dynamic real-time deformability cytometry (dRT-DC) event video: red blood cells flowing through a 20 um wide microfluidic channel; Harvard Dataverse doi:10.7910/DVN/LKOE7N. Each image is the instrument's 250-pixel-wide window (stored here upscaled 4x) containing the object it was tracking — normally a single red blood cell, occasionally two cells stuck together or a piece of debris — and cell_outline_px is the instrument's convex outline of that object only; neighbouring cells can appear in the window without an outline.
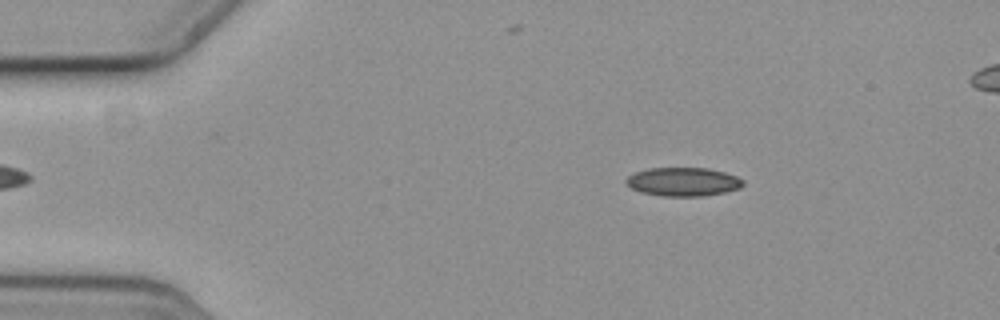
{"species": "common noctule bat (a hibernating species)", "species_latin": "Nyctalus noctula", "temperature_condition": "cold", "stored_images_in_passage": 55, "camera_frame_rate_fps": 3000, "um_per_image_px": 0.085, "animal": {"sex": "female", "body_mass_g": 19.3, "forearm_length_mm": 54.1}, "frame": {"image": 1, "passage_image": 7, "time_ms": 2.0, "image_size_px": [1000, 320], "cell_outline_px": [[744, 184], [740, 188], [724, 192], [700, 196], [664, 196], [644, 192], [632, 188], [628, 184], [628, 176], [636, 172], [648, 168], [708, 168], [724, 172], [736, 176], [744, 180]], "centroid_in_image_um": [58.12, 15.44], "position_along_channel_um": 26.9, "area_um2": 19.19}}
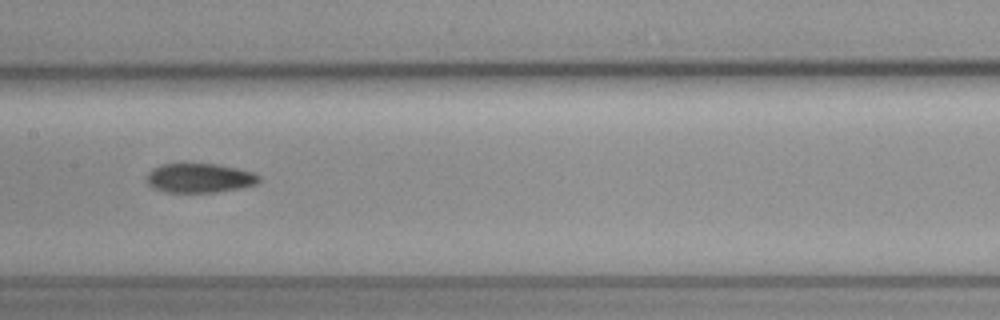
{"frame": {"image": 2, "passage_image": 26, "time_ms": 8.333, "image_size_px": [1000, 320], "cell_outline_px": [[260, 180], [256, 184], [240, 188], [216, 192], [164, 192], [152, 188], [148, 184], [148, 172], [152, 168], [160, 164], [216, 164], [236, 168], [252, 172], [260, 176]], "centroid_in_image_um": [16.94, 15.13], "position_along_channel_um": 190.5, "area_um2": 19.13}}
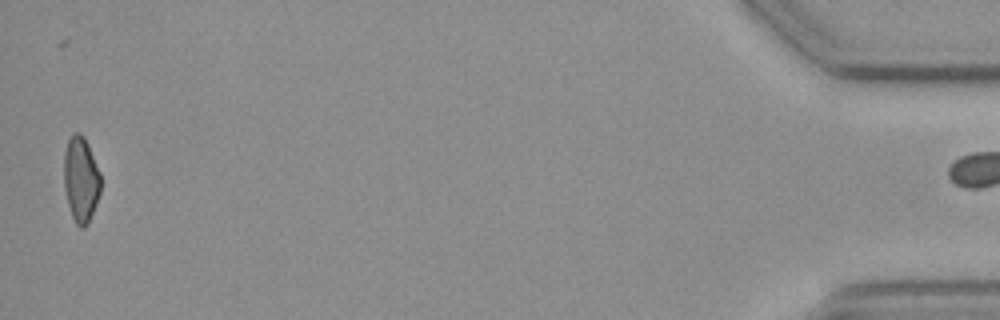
{"frame": {"image": 3, "passage_image": 54, "time_ms": 17.667, "image_size_px": [1000, 320], "cell_outline_px": [[100, 192], [88, 224], [84, 228], [80, 228], [76, 224], [72, 216], [68, 204], [64, 188], [64, 152], [68, 140], [72, 132], [80, 132], [84, 136], [88, 144], [100, 172]], "centroid_in_image_um": [6.86, 15.22], "position_along_channel_um": 428.3, "area_um2": 18.38}}